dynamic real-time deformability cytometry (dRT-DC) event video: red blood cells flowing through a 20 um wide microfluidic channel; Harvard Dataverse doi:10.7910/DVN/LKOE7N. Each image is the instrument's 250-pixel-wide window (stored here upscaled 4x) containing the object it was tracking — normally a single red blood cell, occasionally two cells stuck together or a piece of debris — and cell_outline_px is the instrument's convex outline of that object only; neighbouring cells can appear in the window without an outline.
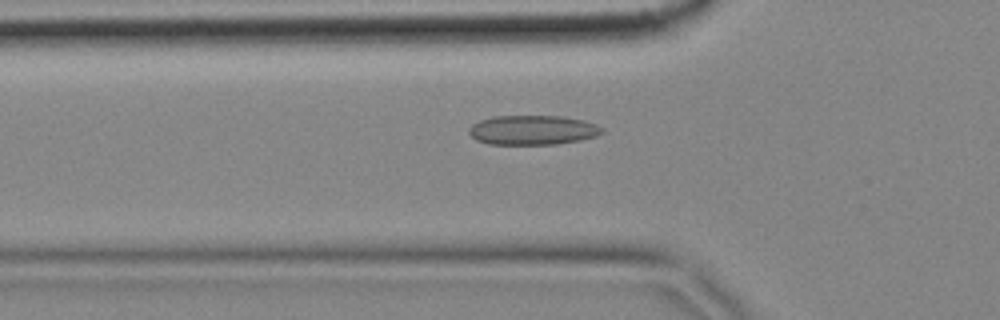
{"species": "common noctule bat (a hibernating species)", "species_latin": "Nyctalus noctula", "temperature_condition": "cold", "stored_images_in_passage": 57, "camera_frame_rate_fps": 3000, "um_per_image_px": 0.085, "animal": {"sex": "female", "body_mass_g": 18.4}, "frame": {"image": 1, "passage_image": 18, "time_ms": 5.667, "image_size_px": [1000, 320], "cell_outline_px": [[604, 132], [596, 136], [580, 140], [556, 144], [488, 144], [476, 140], [468, 132], [468, 128], [472, 124], [480, 120], [492, 116], [560, 116], [584, 120], [596, 124], [604, 128]], "centroid_in_image_um": [45.28, 11.05], "position_along_channel_um": 80.5, "area_um2": 23.0}}
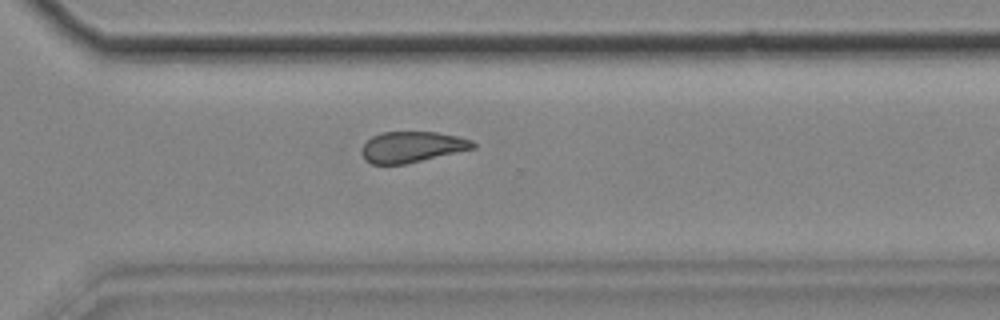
{"frame": {"image": 2, "passage_image": 40, "time_ms": 13.0, "image_size_px": [1000, 320], "cell_outline_px": [[476, 148], [404, 164], [372, 164], [364, 160], [360, 152], [364, 144], [372, 136], [380, 132], [436, 132], [456, 136], [472, 140], [476, 144]], "centroid_in_image_um": [34.99, 12.49], "position_along_channel_um": 335.6, "area_um2": 20.0}}
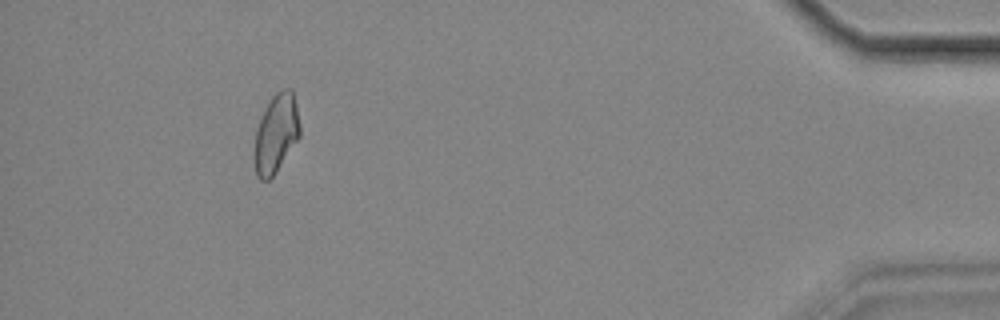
{"frame": {"image": 3, "passage_image": 52, "time_ms": 17.0, "image_size_px": [1000, 320], "cell_outline_px": [[300, 136], [276, 172], [268, 180], [260, 180], [256, 176], [252, 160], [252, 152], [256, 128], [272, 96], [276, 92], [284, 88], [292, 88], [296, 104], [300, 124]], "centroid_in_image_um": [23.43, 11.39], "position_along_channel_um": 411.8, "area_um2": 21.21}, "authors_computed_cell_mechanics": {"area_um2": 21.386, "velocity_mm_per_s": 3.4745, "shape_relaxation_time_tau1_ms": null, "shape_relaxation_time_tau2_ms": 4.9686, "deformation_change_tau1": null, "deformation_change_tau2": 0.1056}}